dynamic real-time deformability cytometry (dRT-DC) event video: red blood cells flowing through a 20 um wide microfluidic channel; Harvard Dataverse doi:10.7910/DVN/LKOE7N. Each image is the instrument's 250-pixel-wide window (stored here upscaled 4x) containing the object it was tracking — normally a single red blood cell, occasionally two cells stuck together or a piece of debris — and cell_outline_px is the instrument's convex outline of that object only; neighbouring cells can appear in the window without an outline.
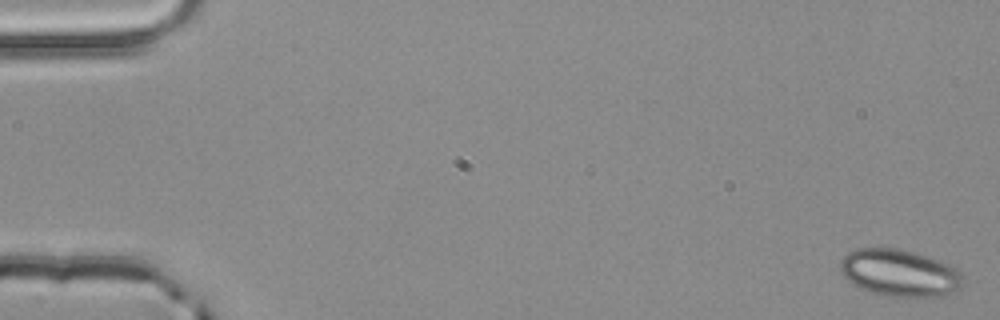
{"species": "common noctule bat (a hibernating species)", "species_latin": "Nyctalus noctula", "temperature_condition": "room temperature", "stored_images_in_passage": 3, "camera_frame_rate_fps": 3000, "um_per_image_px": 0.085, "animal": {"sex": "male", "body_mass_g": 20.4}, "frame": {"image": 1, "passage_image": 1, "time_ms": 0.0, "image_size_px": [1000, 320], "cell_outline_px": [[964, 280], [960, 288], [944, 296], [884, 296], [860, 288], [852, 284], [840, 272], [840, 260], [848, 252], [856, 248], [900, 248], [916, 252], [940, 260], [956, 268], [964, 276]], "centroid_in_image_um": [76.47, 23.18], "position_along_channel_um": 8.5, "area_um2": 33.93}}
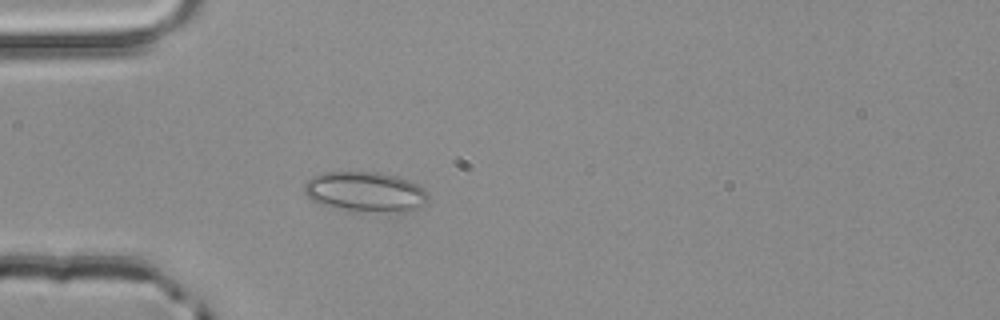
{"frame": {"image": 2, "passage_image": 3, "time_ms": 0.667, "image_size_px": [1000, 320], "cell_outline_px": [[428, 196], [424, 204], [408, 212], [404, 212], [340, 208], [320, 204], [312, 200], [304, 192], [304, 184], [312, 176], [324, 172], [380, 172], [396, 176], [408, 180], [424, 188], [428, 192]], "centroid_in_image_um": [31.06, 16.27], "position_along_channel_um": 53.9, "area_um2": 28.44}}